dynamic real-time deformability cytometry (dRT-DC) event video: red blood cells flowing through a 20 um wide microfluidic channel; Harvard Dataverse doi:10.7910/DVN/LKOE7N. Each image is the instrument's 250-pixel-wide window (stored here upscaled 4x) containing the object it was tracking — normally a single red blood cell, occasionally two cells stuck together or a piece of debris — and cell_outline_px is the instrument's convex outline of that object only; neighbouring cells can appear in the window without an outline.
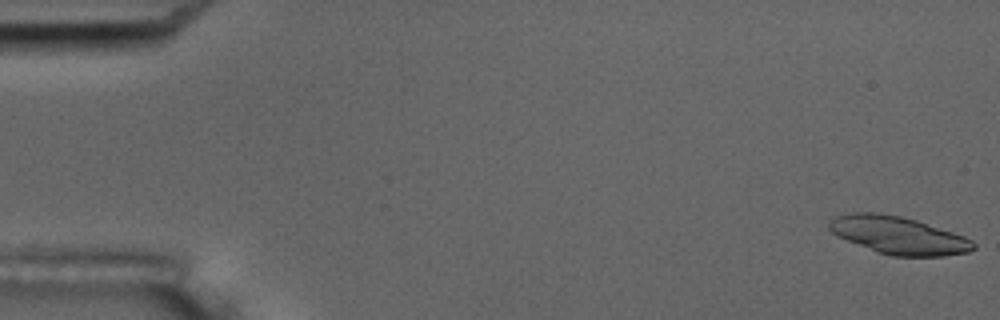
{"species": "common noctule bat (a hibernating species)", "species_latin": "Nyctalus noctula", "temperature_condition": "room temperature", "stored_images_in_passage": 9, "camera_frame_rate_fps": 3000, "um_per_image_px": 0.085, "animal": {"sex": "male", "body_mass_g": 17.5, "forearm_length_mm": 52.3}, "frame": {"image": 1, "passage_image": 1, "time_ms": 0.0, "image_size_px": [1000, 320], "cell_outline_px": [[976, 248], [968, 252], [944, 256], [892, 256], [876, 252], [836, 236], [828, 228], [828, 220], [836, 216], [852, 212], [876, 212], [900, 216], [916, 220], [964, 236], [972, 240], [976, 244]], "centroid_in_image_um": [76.33, 20.0], "position_along_channel_um": 8.7, "area_um2": 31.73}}